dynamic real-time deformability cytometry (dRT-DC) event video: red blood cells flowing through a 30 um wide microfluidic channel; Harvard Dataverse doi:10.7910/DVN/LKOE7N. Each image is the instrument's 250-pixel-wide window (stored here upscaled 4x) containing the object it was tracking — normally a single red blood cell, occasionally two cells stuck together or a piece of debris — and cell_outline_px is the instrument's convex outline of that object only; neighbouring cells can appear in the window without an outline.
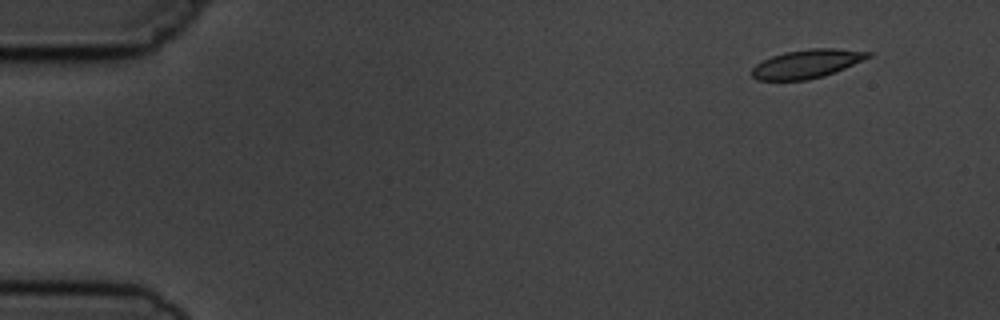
{"species": "common noctule bat (a hibernating species)", "species_latin": "Nyctalus noctula", "temperature_condition": "cold", "stored_images_in_passage": 7, "camera_frame_rate_fps": 3000, "um_per_image_px": 0.085, "animal": {"sex": "male", "body_mass_g": 19.5, "forearm_length_mm": 54.6}, "frame": {"image": 1, "passage_image": 1, "time_ms": 0.0, "image_size_px": [1000, 320], "cell_outline_px": [[872, 56], [844, 68], [824, 76], [808, 80], [756, 80], [752, 76], [752, 68], [756, 64], [772, 56], [784, 52], [808, 48], [836, 48], [872, 52]], "centroid_in_image_um": [68.58, 5.42], "position_along_channel_um": 16.4, "area_um2": 19.36}}
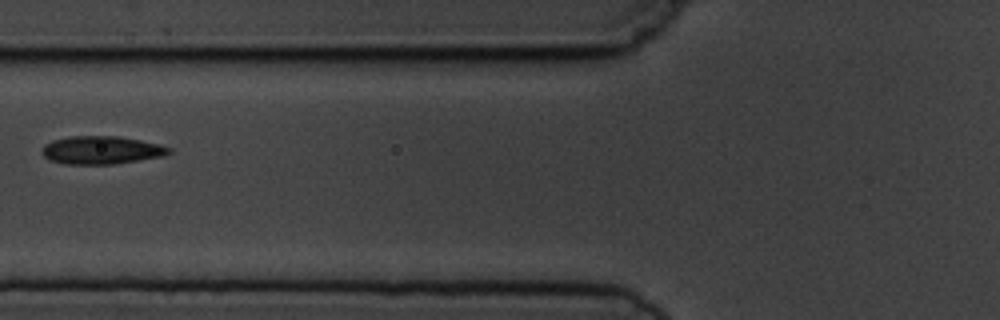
{"frame": {"image": 2, "passage_image": 6, "time_ms": 5.667, "image_size_px": [1000, 320], "cell_outline_px": [[172, 152], [164, 156], [112, 164], [64, 164], [48, 160], [40, 152], [44, 144], [52, 140], [68, 136], [120, 136], [160, 144], [172, 148]], "centroid_in_image_um": [8.6, 12.75], "position_along_channel_um": 117.2, "area_um2": 20.98}}
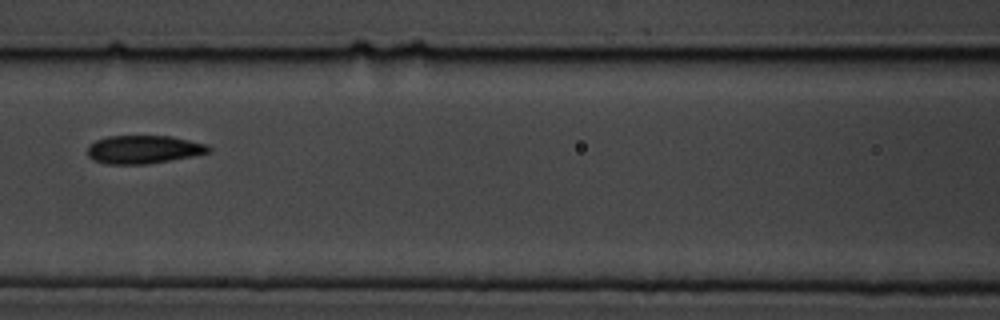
{"frame": {"image": 3, "passage_image": 7, "time_ms": 6.667, "image_size_px": [1000, 320], "cell_outline_px": [[212, 152], [192, 156], [148, 164], [104, 164], [92, 160], [88, 156], [88, 144], [96, 140], [108, 136], [172, 136], [208, 144], [212, 148]], "centroid_in_image_um": [12.21, 12.7], "position_along_channel_um": 154.4, "area_um2": 20.17}}